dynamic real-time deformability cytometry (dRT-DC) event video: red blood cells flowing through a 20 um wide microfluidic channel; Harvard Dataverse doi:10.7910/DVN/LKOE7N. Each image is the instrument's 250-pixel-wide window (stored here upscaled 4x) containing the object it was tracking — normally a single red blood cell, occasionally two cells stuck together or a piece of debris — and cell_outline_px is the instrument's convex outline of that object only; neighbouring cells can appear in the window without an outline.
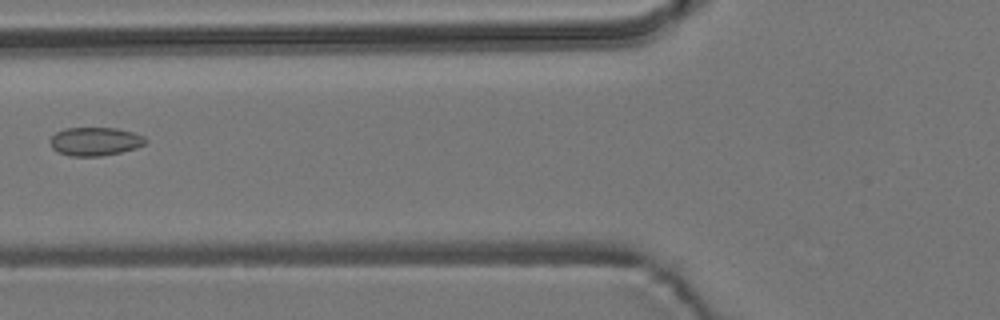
{"species": "common noctule bat (a hibernating species)", "species_latin": "Nyctalus noctula", "temperature_condition": "room temperature", "stored_images_in_passage": 5, "camera_frame_rate_fps": 3000, "um_per_image_px": 0.085, "animal": {"sex": "male", "body_mass_g": 19.2, "forearm_length_mm": 51.8}, "frame": {"image": 1, "passage_image": 5, "time_ms": 1.333, "image_size_px": [1000, 320], "cell_outline_px": [[148, 140], [144, 144], [136, 148], [120, 152], [100, 156], [68, 156], [56, 152], [52, 148], [48, 140], [56, 132], [64, 128], [116, 128], [132, 132], [144, 136]], "centroid_in_image_um": [8.04, 12.02], "position_along_channel_um": 117.8, "area_um2": 15.95}}